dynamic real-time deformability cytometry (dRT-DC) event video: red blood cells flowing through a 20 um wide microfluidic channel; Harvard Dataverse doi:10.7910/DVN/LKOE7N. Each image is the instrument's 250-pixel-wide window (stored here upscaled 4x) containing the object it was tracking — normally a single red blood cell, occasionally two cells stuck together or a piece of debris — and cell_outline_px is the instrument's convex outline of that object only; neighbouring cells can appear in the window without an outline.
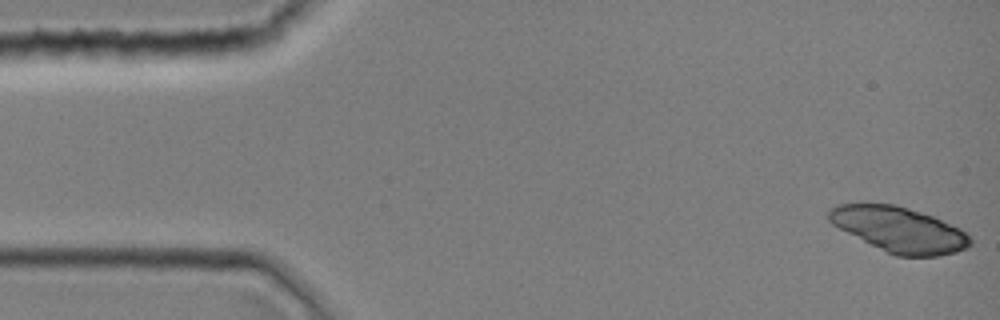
{"species": "common noctule bat (a hibernating species)", "species_latin": "Nyctalus noctula", "temperature_condition": "room temperature", "stored_images_in_passage": 39, "camera_frame_rate_fps": 3000, "um_per_image_px": 0.085, "animal": {"sex": "female", "body_mass_g": 19.0, "forearm_length_mm": 51.5}, "frame": {"image": 1, "passage_image": 1, "time_ms": 0.0, "image_size_px": [1000, 320], "cell_outline_px": [[972, 244], [968, 248], [956, 252], [940, 256], [896, 256], [832, 224], [828, 220], [828, 208], [836, 204], [860, 200], [896, 204], [932, 216], [960, 228], [972, 240]], "centroid_in_image_um": [76.39, 19.45], "position_along_channel_um": 8.6, "area_um2": 37.63}}
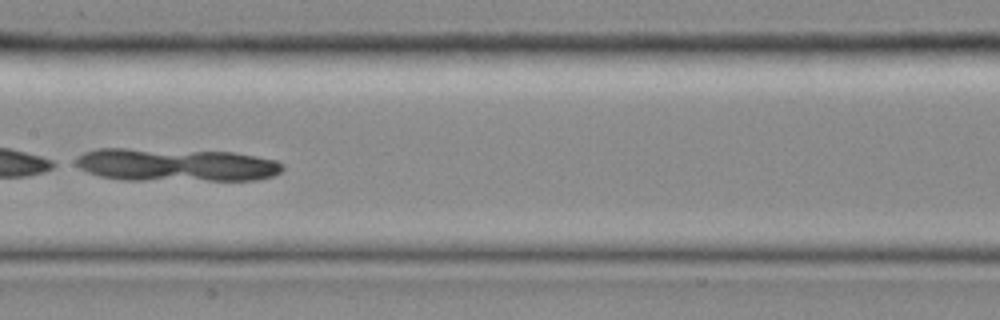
{"frame": {"image": 2, "passage_image": 20, "time_ms": 6.333, "image_size_px": [1000, 320], "cell_outline_px": [[284, 168], [280, 172], [272, 176], [256, 180], [124, 180], [100, 176], [88, 172], [72, 164], [76, 156], [84, 152], [96, 148], [128, 148], [236, 152], [276, 160], [284, 164]], "centroid_in_image_um": [14.92, 14.01], "position_along_channel_um": 192.5, "area_um2": 40.34}}
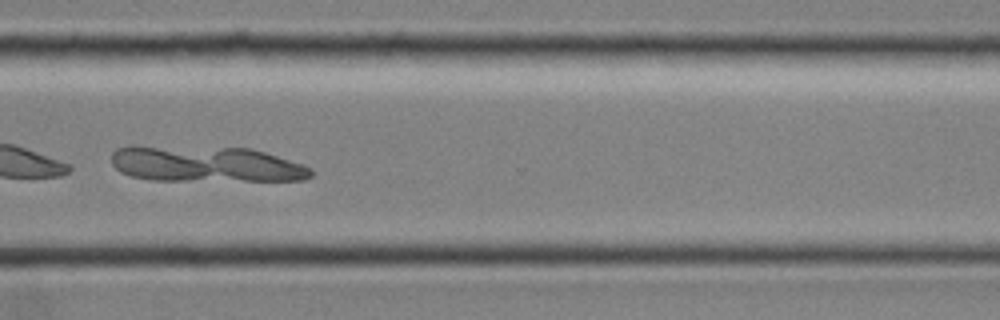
{"frame": {"image": 3, "passage_image": 30, "time_ms": 9.667, "image_size_px": [1000, 320], "cell_outline_px": [[312, 176], [304, 180], [152, 180], [132, 176], [120, 172], [112, 164], [112, 152], [116, 148], [128, 144], [136, 144], [252, 148], [304, 164], [312, 168]], "centroid_in_image_um": [17.44, 13.91], "position_along_channel_um": 353.2, "area_um2": 42.6}}